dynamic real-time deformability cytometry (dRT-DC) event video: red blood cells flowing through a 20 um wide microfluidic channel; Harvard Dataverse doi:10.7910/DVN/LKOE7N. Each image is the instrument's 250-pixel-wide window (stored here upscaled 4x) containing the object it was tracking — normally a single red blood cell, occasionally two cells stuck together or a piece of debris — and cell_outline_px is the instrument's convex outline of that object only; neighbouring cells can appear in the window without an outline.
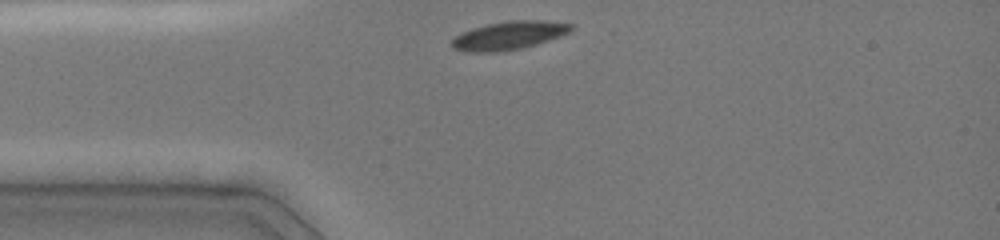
{"species": "common noctule bat (a hibernating species)", "species_latin": "Nyctalus noctula", "temperature_condition": "cold", "stored_images_in_passage": 47, "camera_frame_rate_fps": 3000, "um_per_image_px": 0.085, "animal": {"sex": "female", "body_mass_g": 19.0, "forearm_length_mm": 51.5}, "frame": {"image": 1, "passage_image": 1, "time_ms": 0.0, "image_size_px": [1000, 240], "cell_outline_px": [[572, 28], [568, 32], [560, 36], [524, 48], [496, 52], [464, 52], [452, 48], [452, 40], [456, 36], [472, 28], [488, 24], [508, 20], [540, 20], [572, 24]], "centroid_in_image_um": [43.23, 3.02], "position_along_channel_um": 41.8, "area_um2": 19.54}}
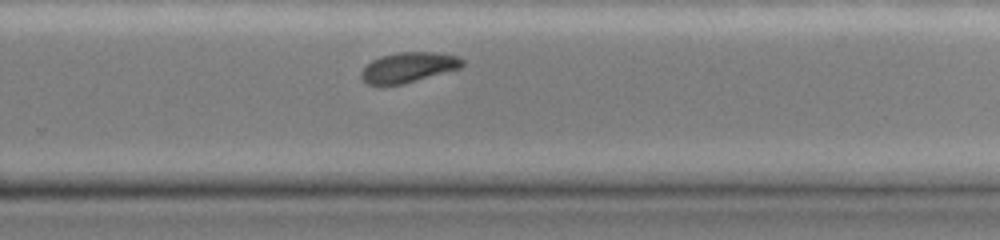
{"frame": {"image": 2, "passage_image": 39, "time_ms": 6.667, "image_size_px": [1000, 240], "cell_outline_px": [[464, 64], [460, 68], [400, 84], [368, 84], [364, 80], [360, 72], [372, 60], [396, 52], [436, 52], [460, 56], [464, 60]], "centroid_in_image_um": [34.76, 5.7], "position_along_channel_um": 295.0, "area_um2": 17.34}}
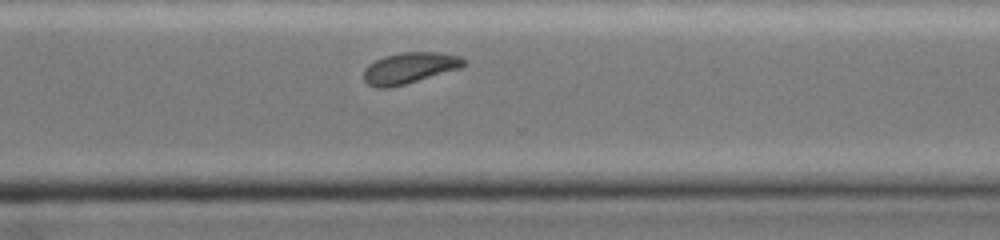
{"frame": {"image": 3, "passage_image": 45, "time_ms": 7.667, "image_size_px": [1000, 240], "cell_outline_px": [[468, 60], [464, 68], [404, 84], [388, 88], [376, 88], [368, 84], [364, 80], [364, 68], [368, 64], [384, 56], [400, 52], [440, 52], [460, 56]], "centroid_in_image_um": [34.86, 5.77], "position_along_channel_um": 335.7, "area_um2": 18.44}}